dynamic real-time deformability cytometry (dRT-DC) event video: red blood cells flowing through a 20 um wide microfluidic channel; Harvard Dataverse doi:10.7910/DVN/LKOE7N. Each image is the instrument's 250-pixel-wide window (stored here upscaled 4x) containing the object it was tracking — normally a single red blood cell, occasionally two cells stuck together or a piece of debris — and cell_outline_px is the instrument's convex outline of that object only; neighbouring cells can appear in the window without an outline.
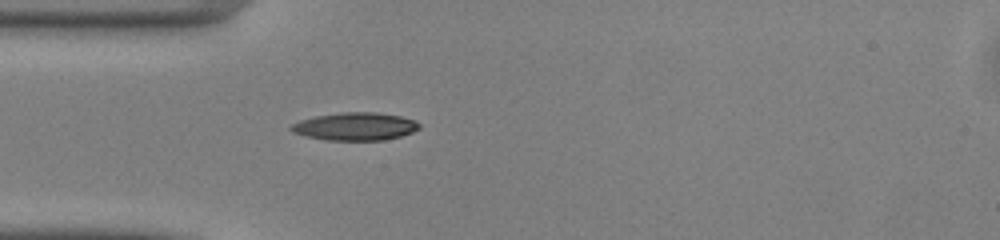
{"species": "common noctule bat (a hibernating species)", "species_latin": "Nyctalus noctula", "temperature_condition": "warm", "stored_images_in_passage": 37, "camera_frame_rate_fps": 3000, "um_per_image_px": 0.085, "animal": {"sex": "male", "body_mass_g": 13.0, "forearm_length_mm": 53.1}, "frame": {"image": 1, "passage_image": 1, "time_ms": 0.0, "image_size_px": [1000, 240], "cell_outline_px": [[420, 128], [412, 132], [400, 136], [384, 140], [324, 140], [304, 136], [292, 132], [288, 128], [292, 124], [300, 120], [316, 116], [340, 112], [376, 112], [400, 116], [416, 120], [420, 124]], "centroid_in_image_um": [30.17, 10.75], "position_along_channel_um": 54.8, "area_um2": 20.92}}
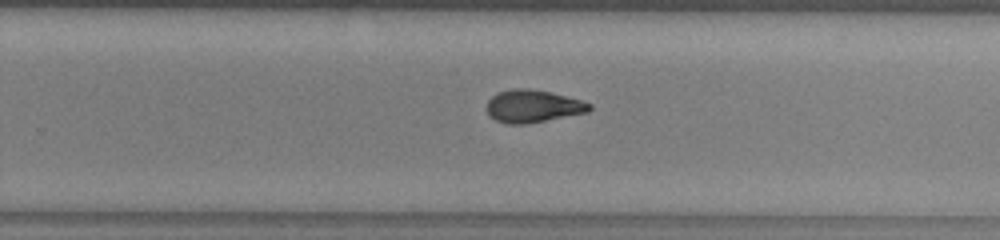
{"frame": {"image": 2, "passage_image": 18, "time_ms": 5.667, "image_size_px": [1000, 240], "cell_outline_px": [[592, 108], [588, 112], [524, 124], [508, 124], [496, 120], [488, 116], [488, 100], [496, 92], [512, 88], [528, 88], [552, 92], [580, 100], [592, 104]], "centroid_in_image_um": [45.28, 9.01], "position_along_channel_um": 284.5, "area_um2": 19.48}}
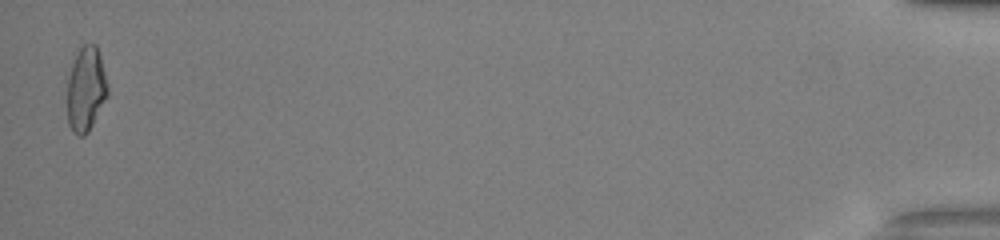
{"frame": {"image": 3, "passage_image": 36, "time_ms": 11.667, "image_size_px": [1000, 240], "cell_outline_px": [[108, 96], [88, 132], [84, 136], [80, 136], [72, 132], [68, 124], [68, 80], [72, 64], [76, 52], [84, 44], [96, 44], [100, 52], [108, 84]], "centroid_in_image_um": [7.32, 7.57], "position_along_channel_um": 427.9, "area_um2": 20.06}, "authors_computed_cell_mechanics": {"area_um2": 19.5942, "velocity_mm_per_s": 4.1232, "shape_relaxation_time_tau1_ms": 5.8444, "shape_relaxation_time_tau2_ms": 1.5116, "deformation_change_tau1": 0.1991, "deformation_change_tau2": 0.0881}}